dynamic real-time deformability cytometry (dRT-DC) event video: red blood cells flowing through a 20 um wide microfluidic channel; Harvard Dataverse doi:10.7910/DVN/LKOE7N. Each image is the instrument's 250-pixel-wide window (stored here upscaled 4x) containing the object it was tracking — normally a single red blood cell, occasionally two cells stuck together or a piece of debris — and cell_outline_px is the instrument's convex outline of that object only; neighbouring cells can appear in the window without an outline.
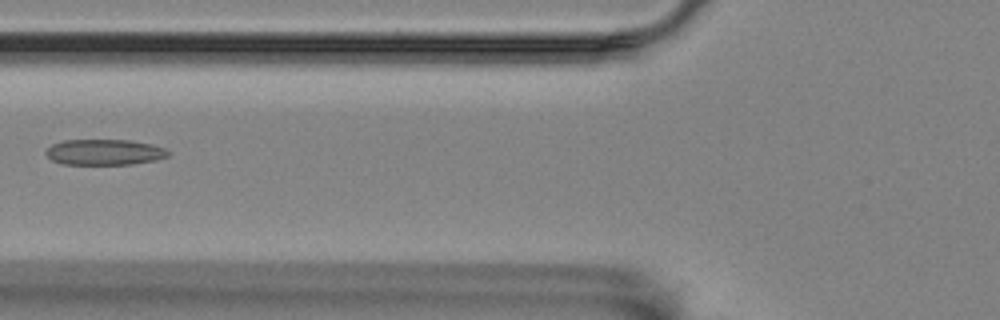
{"species": "Egyptian fruit bat (a non-hibernating species)", "species_latin": "Rousettus aegyptiacus", "temperature_condition": "room temperature", "stored_images_in_passage": 4, "camera_frame_rate_fps": 3000, "um_per_image_px": 0.085, "animal": {"sex": "female"}, "frame": {"image": 1, "passage_image": 4, "time_ms": 1.0, "image_size_px": [1000, 320], "cell_outline_px": [[168, 156], [156, 160], [132, 164], [64, 164], [52, 160], [44, 152], [52, 144], [64, 140], [128, 140], [152, 144], [164, 148], [168, 152]], "centroid_in_image_um": [8.87, 12.93], "position_along_channel_um": 116.9, "area_um2": 18.21}}